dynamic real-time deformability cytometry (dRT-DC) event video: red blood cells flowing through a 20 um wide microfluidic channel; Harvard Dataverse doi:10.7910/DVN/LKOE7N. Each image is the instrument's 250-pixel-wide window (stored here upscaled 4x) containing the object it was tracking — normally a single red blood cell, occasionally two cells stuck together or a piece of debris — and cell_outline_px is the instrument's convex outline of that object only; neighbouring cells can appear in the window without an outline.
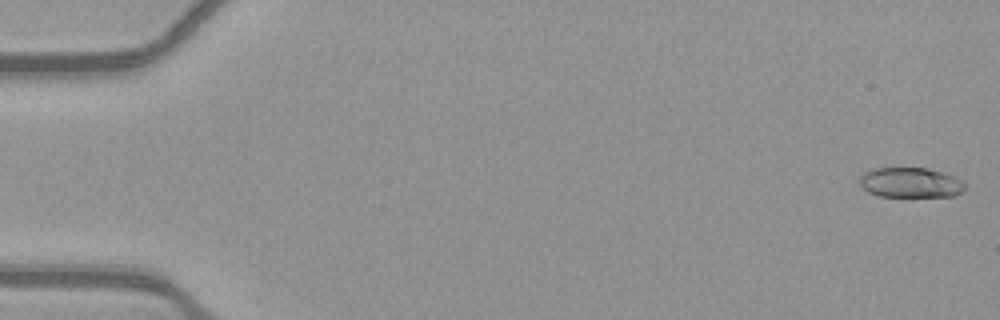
{"species": "common noctule bat (a hibernating species)", "species_latin": "Nyctalus noctula", "temperature_condition": "warm", "stored_images_in_passage": 53, "camera_frame_rate_fps": 3000, "um_per_image_px": 0.085, "animal": {"sex": "female", "body_mass_g": 21.9}, "frame": {"image": 1, "passage_image": 1, "time_ms": 0.0, "image_size_px": [1000, 320], "cell_outline_px": [[964, 188], [956, 196], [880, 196], [868, 192], [860, 188], [860, 176], [864, 172], [872, 168], [928, 168], [944, 172], [964, 180]], "centroid_in_image_um": [77.38, 15.51], "position_along_channel_um": 7.6, "area_um2": 18.61}}
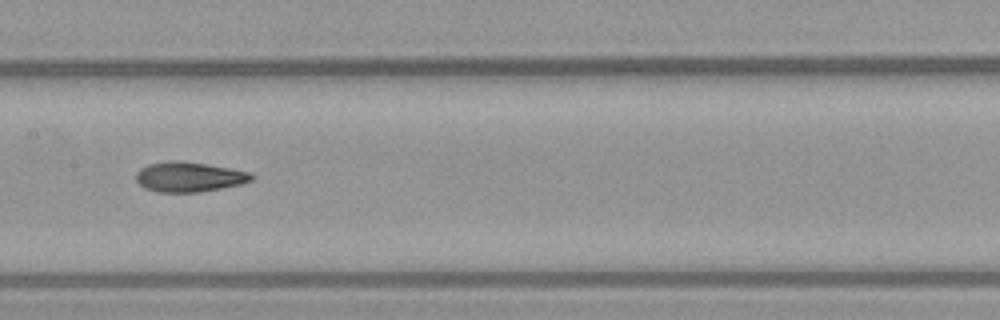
{"frame": {"image": 2, "passage_image": 27, "time_ms": 8.667, "image_size_px": [1000, 320], "cell_outline_px": [[252, 180], [240, 184], [200, 192], [160, 192], [144, 188], [136, 180], [136, 172], [140, 168], [148, 164], [172, 160], [180, 160], [208, 164], [232, 168], [252, 172]], "centroid_in_image_um": [16.06, 15.02], "position_along_channel_um": 191.3, "area_um2": 20.23}}
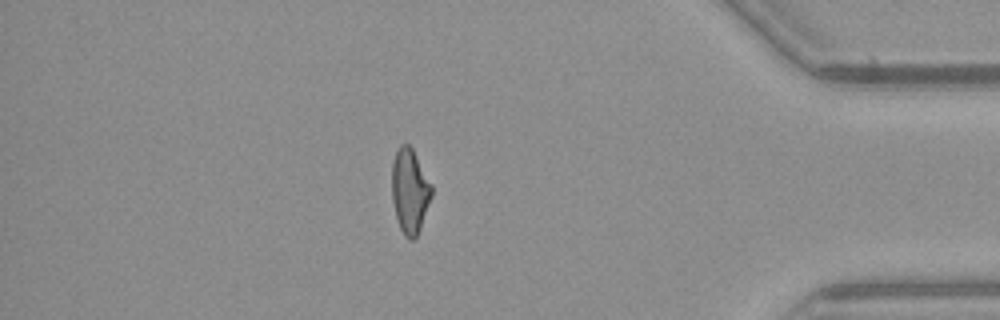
{"frame": {"image": 3, "passage_image": 46, "time_ms": 15.0, "image_size_px": [1000, 320], "cell_outline_px": [[432, 196], [420, 228], [416, 236], [412, 240], [408, 240], [404, 236], [396, 220], [392, 200], [392, 160], [400, 144], [408, 144], [412, 148], [432, 184]], "centroid_in_image_um": [34.82, 16.24], "position_along_channel_um": 400.4, "area_um2": 19.71}, "authors_computed_cell_mechanics": {"area_um2": 19.941, "velocity_mm_per_s": 3.9016, "shape_relaxation_time_tau1_ms": null, "shape_relaxation_time_tau2_ms": 2.7821, "deformation_change_tau1": null, "deformation_change_tau2": 0.0885}}